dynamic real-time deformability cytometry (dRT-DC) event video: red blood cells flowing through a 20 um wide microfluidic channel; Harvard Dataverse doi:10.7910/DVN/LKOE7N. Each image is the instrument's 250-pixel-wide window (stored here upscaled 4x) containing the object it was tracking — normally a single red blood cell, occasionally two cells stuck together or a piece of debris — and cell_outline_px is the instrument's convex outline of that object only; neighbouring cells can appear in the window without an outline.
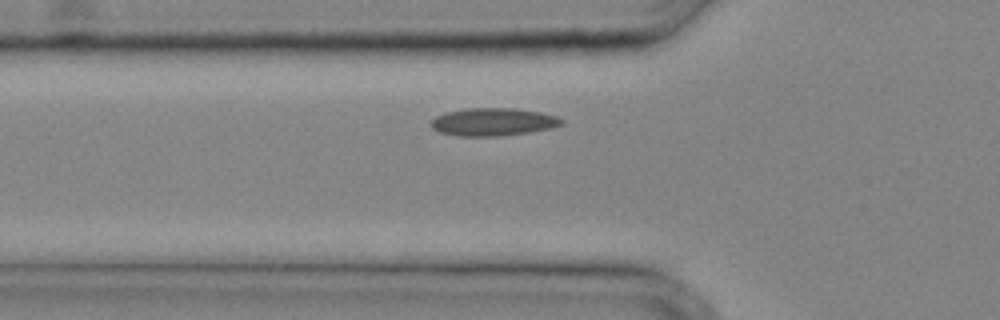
{"species": "common noctule bat (a hibernating species)", "species_latin": "Nyctalus noctula", "temperature_condition": "cold", "stored_images_in_passage": 22, "camera_frame_rate_fps": 3000, "um_per_image_px": 0.085, "animal": {"sex": "male", "body_mass_g": 20.4}, "frame": {"image": 1, "passage_image": 4, "time_ms": 1.0, "image_size_px": [1000, 320], "cell_outline_px": [[564, 124], [552, 128], [528, 132], [500, 136], [460, 136], [440, 132], [432, 128], [432, 120], [436, 116], [444, 112], [464, 108], [516, 108], [540, 112], [556, 116], [564, 120]], "centroid_in_image_um": [41.93, 10.35], "position_along_channel_um": 83.9, "area_um2": 21.21}}
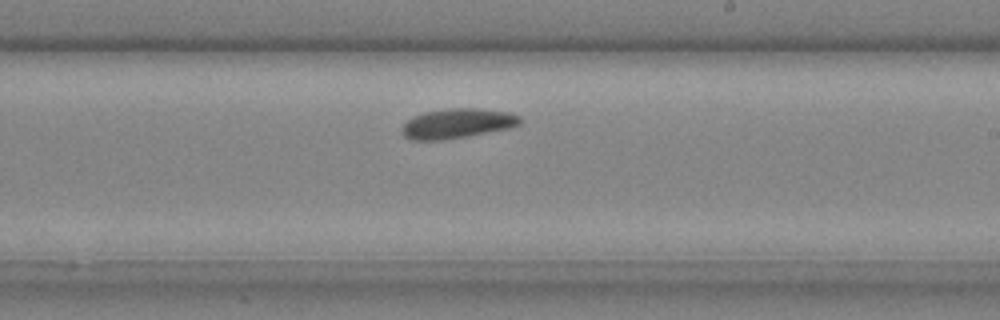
{"frame": {"image": 2, "passage_image": 13, "time_ms": 4.0, "image_size_px": [1000, 320], "cell_outline_px": [[524, 120], [520, 124], [512, 128], [444, 140], [412, 140], [404, 136], [400, 128], [412, 116], [424, 112], [448, 108], [476, 108], [508, 112], [520, 116]], "centroid_in_image_um": [38.88, 10.49], "position_along_channel_um": 250.1, "area_um2": 20.69}}